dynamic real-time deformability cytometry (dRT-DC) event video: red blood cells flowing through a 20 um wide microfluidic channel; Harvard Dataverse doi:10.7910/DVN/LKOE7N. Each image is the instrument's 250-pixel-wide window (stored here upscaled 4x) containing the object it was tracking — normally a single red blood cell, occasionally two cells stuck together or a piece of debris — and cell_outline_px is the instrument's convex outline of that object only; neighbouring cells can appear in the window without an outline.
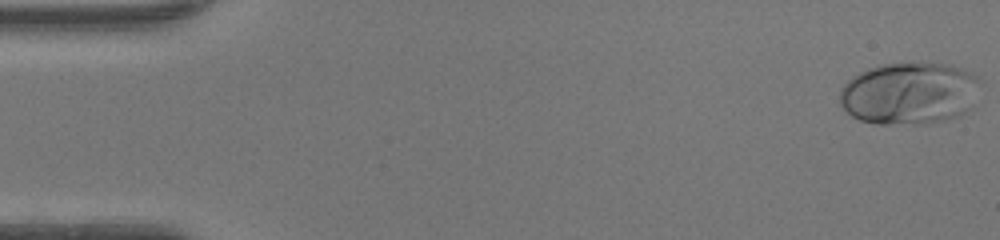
{"species": "human", "species_latin": "Homo sapiens", "temperature_condition": "warm", "stored_images_in_passage": 48, "camera_frame_rate_fps": 3000, "um_per_image_px": 0.085, "donor": {"sex": "female"}, "frame": {"image": 1, "passage_image": 1, "time_ms": 0.0, "image_size_px": [1000, 240], "cell_outline_px": [[976, 80], [972, 104], [960, 116], [928, 124], [876, 124], [860, 120], [852, 116], [840, 104], [840, 88], [852, 76], [868, 68], [884, 64], [912, 60], [920, 60], [952, 64], [972, 72], [976, 76]], "centroid_in_image_um": [77.25, 7.9], "position_along_channel_um": 7.7, "area_um2": 51.62}}
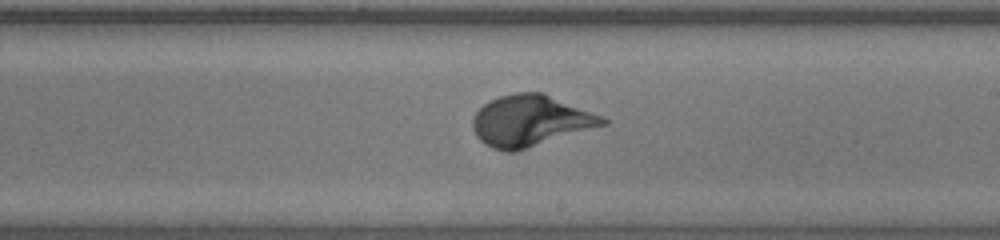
{"frame": {"image": 2, "passage_image": 28, "time_ms": 9.0, "image_size_px": [1000, 240], "cell_outline_px": [[608, 124], [516, 152], [504, 152], [492, 148], [484, 144], [476, 136], [472, 128], [472, 120], [476, 112], [484, 104], [500, 96], [516, 92], [544, 92], [600, 116], [608, 120]], "centroid_in_image_um": [45.06, 10.28], "position_along_channel_um": 243.9, "area_um2": 38.73}}
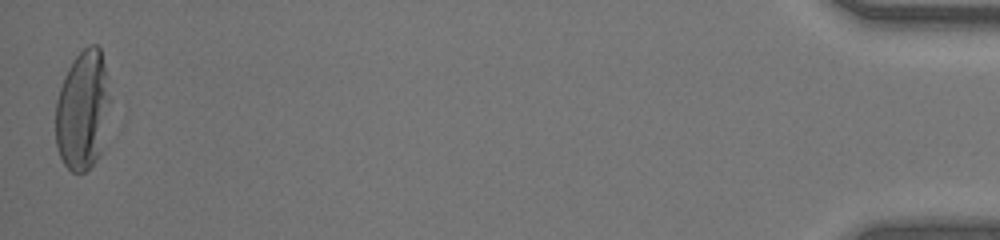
{"frame": {"image": 3, "passage_image": 48, "time_ms": 15.667, "image_size_px": [1000, 240], "cell_outline_px": [[112, 100], [100, 152], [96, 160], [84, 172], [72, 172], [64, 164], [60, 156], [56, 144], [56, 100], [64, 76], [68, 68], [76, 56], [88, 44], [96, 44], [100, 48], [104, 64]], "centroid_in_image_um": [7.04, 9.35], "position_along_channel_um": 428.2, "area_um2": 38.09}, "authors_computed_cell_mechanics": {"area_um2": 38.1769, "velocity_mm_per_s": 4.2627, "shape_relaxation_time_tau1_ms": 3.0461, "shape_relaxation_time_tau2_ms": null, "deformation_change_tau1": 0.2407, "deformation_change_tau2": null}}